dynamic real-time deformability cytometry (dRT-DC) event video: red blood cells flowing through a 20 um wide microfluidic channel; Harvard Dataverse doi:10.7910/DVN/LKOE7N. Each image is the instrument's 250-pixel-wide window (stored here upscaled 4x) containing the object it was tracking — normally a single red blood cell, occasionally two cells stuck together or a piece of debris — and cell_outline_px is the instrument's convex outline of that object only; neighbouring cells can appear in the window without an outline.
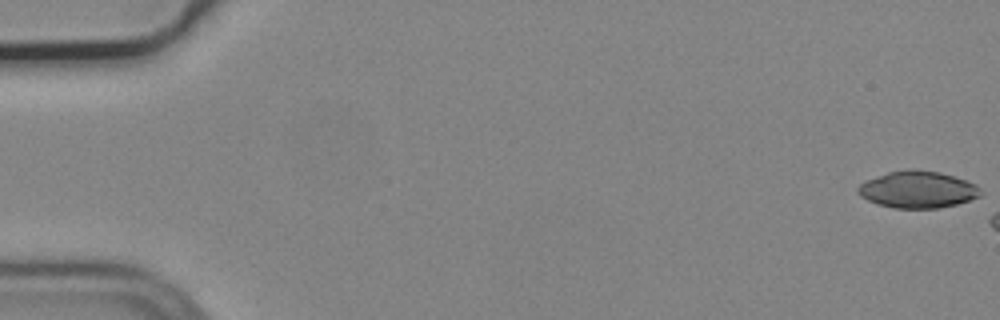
{"species": "common noctule bat (a hibernating species)", "species_latin": "Nyctalus noctula", "temperature_condition": "cold", "stored_images_in_passage": 22, "camera_frame_rate_fps": 3000, "um_per_image_px": 0.085, "animal": {"sex": "male", "body_mass_g": 19.2, "forearm_length_mm": 51.8}, "frame": {"image": 1, "passage_image": 1, "time_ms": 0.0, "image_size_px": [1000, 320], "cell_outline_px": [[984, 192], [980, 196], [956, 204], [940, 208], [892, 208], [876, 204], [860, 196], [856, 192], [856, 188], [860, 184], [868, 180], [888, 172], [912, 168], [940, 172], [976, 184]], "centroid_in_image_um": [77.99, 16.11], "position_along_channel_um": 7.0, "area_um2": 26.41}}
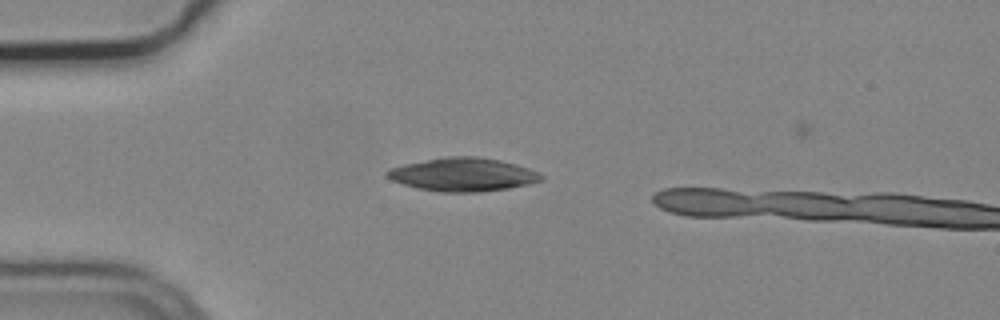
{"frame": {"image": 2, "passage_image": 15, "time_ms": 4.667, "image_size_px": [1000, 320], "cell_outline_px": [[544, 180], [528, 184], [508, 188], [480, 192], [440, 192], [416, 188], [392, 180], [384, 176], [384, 172], [388, 168], [404, 164], [444, 156], [476, 156], [500, 160], [516, 164], [528, 168], [544, 176]], "centroid_in_image_um": [39.31, 14.83], "position_along_channel_um": 45.7, "area_um2": 30.17}}